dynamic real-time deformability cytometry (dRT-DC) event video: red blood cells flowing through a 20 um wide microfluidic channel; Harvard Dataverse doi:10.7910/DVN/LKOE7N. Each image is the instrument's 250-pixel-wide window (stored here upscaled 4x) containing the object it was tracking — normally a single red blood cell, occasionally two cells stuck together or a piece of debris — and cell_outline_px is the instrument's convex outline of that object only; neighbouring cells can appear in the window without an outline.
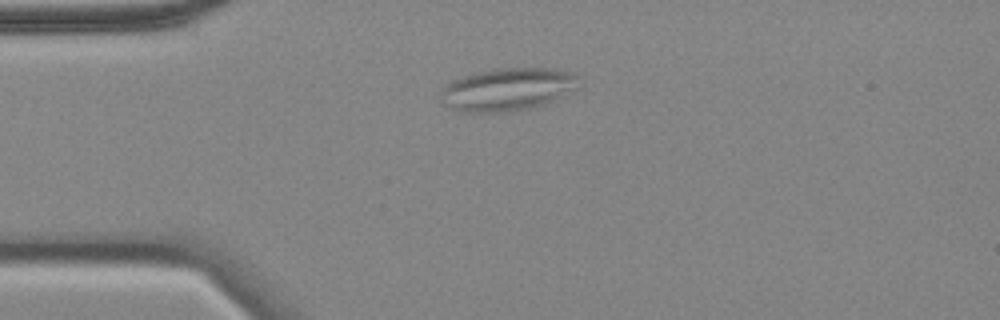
{"species": "common noctule bat (a hibernating species)", "species_latin": "Nyctalus noctula", "temperature_condition": "cold", "stored_images_in_passage": 44, "camera_frame_rate_fps": 3000, "um_per_image_px": 0.085, "animal": {"sex": "female", "body_mass_g": 18.4}, "frame": {"image": 1, "passage_image": 1, "time_ms": 0.0, "image_size_px": [1000, 320], "cell_outline_px": [[576, 88], [544, 104], [512, 112], [464, 112], [452, 108], [444, 104], [440, 100], [440, 92], [452, 80], [476, 72], [496, 68], [552, 68], [572, 72], [576, 76]], "centroid_in_image_um": [43.09, 7.59], "position_along_channel_um": 41.9, "area_um2": 34.1}}
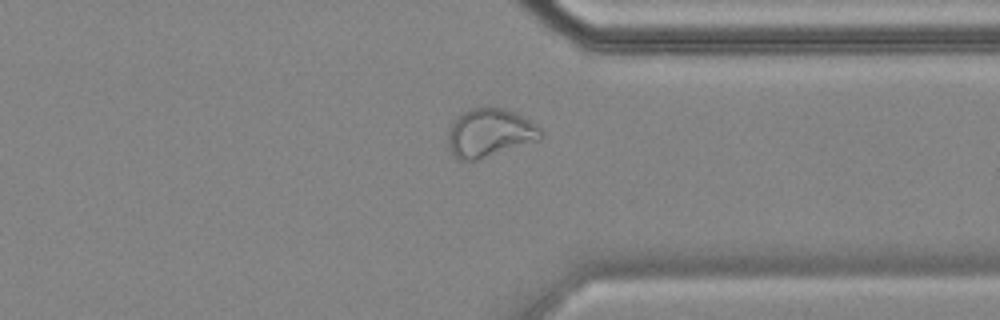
{"frame": {"image": 2, "passage_image": 31, "time_ms": 10.0, "image_size_px": [1000, 320], "cell_outline_px": [[544, 136], [540, 140], [480, 160], [456, 160], [452, 156], [448, 148], [448, 128], [456, 116], [472, 108], [488, 104], [504, 108], [516, 112], [536, 124], [544, 132]], "centroid_in_image_um": [41.62, 11.28], "position_along_channel_um": 369.8, "area_um2": 27.22}, "authors_computed_cell_mechanics": {"area_um2": 25.1719, "velocity_mm_per_s": 3.5066, "shape_relaxation_time_tau1_ms": null, "shape_relaxation_time_tau2_ms": 2.854, "deformation_change_tau1": null, "deformation_change_tau2": 0.0889}}